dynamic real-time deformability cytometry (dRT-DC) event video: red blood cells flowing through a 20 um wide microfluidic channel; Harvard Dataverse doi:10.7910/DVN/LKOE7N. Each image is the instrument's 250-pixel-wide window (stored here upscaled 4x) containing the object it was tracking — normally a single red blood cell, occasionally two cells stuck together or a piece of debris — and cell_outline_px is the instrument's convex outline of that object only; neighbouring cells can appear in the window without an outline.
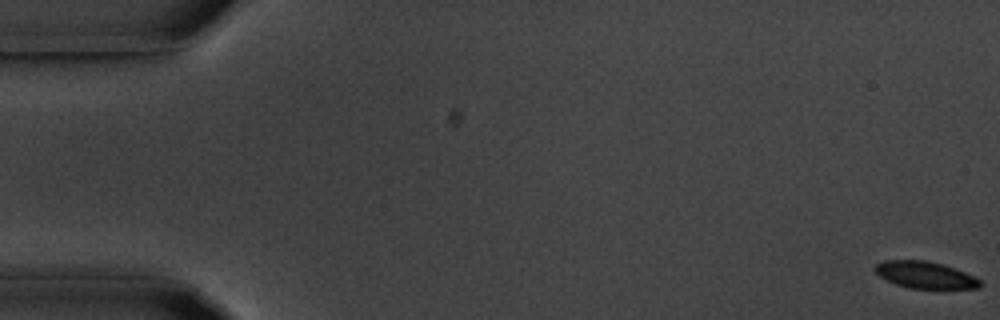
{"species": "common noctule bat (a hibernating species)", "species_latin": "Nyctalus noctula", "temperature_condition": "room temperature", "stored_images_in_passage": 55, "camera_frame_rate_fps": 3000, "um_per_image_px": 0.085, "animal": {"sex": "male", "body_mass_g": 20.1, "forearm_length_mm": 53.5}, "frame": {"image": 1, "passage_image": 1, "time_ms": 0.0, "image_size_px": [1000, 320], "cell_outline_px": [[980, 288], [908, 288], [896, 284], [880, 276], [872, 268], [876, 264], [884, 260], [924, 260], [940, 264], [964, 272], [980, 280]], "centroid_in_image_um": [78.58, 23.36], "position_along_channel_um": 6.4, "area_um2": 16.07}}
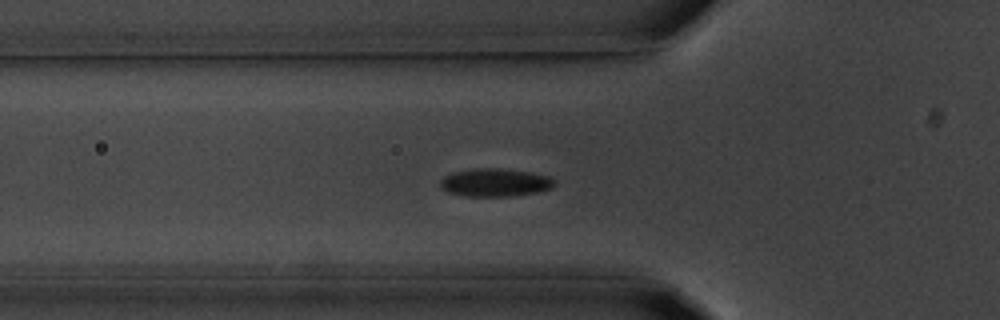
{"frame": {"image": 2, "passage_image": 19, "time_ms": 6.0, "image_size_px": [1000, 320], "cell_outline_px": [[556, 184], [552, 188], [540, 192], [512, 196], [464, 196], [448, 192], [440, 188], [440, 180], [444, 176], [452, 172], [476, 168], [500, 168], [528, 172], [552, 176], [556, 180]], "centroid_in_image_um": [42.11, 15.51], "position_along_channel_um": 83.7, "area_um2": 18.96}}
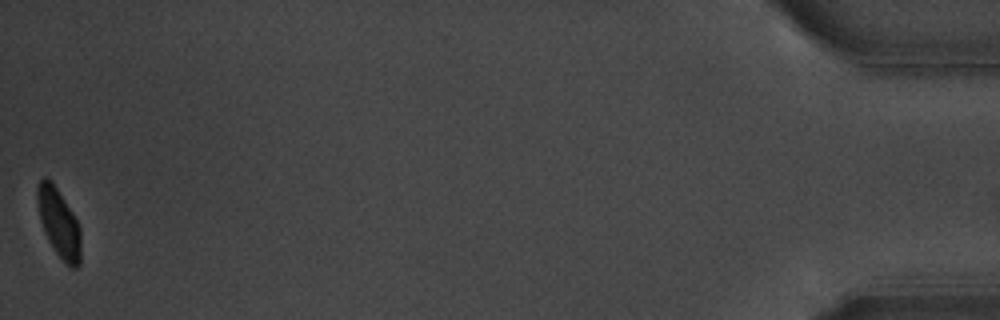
{"frame": {"image": 3, "passage_image": 55, "time_ms": 18.0, "image_size_px": [1000, 320], "cell_outline_px": [[80, 264], [76, 268], [72, 268], [52, 248], [44, 232], [40, 220], [36, 200], [36, 188], [40, 180], [44, 176], [56, 188], [72, 212], [80, 228]], "centroid_in_image_um": [4.98, 18.96], "position_along_channel_um": 430.2, "area_um2": 17.11}, "authors_computed_cell_mechanics": {"area_um2": 18.2648, "velocity_mm_per_s": 3.6906, "shape_relaxation_time_tau1_ms": 2.1881, "shape_relaxation_time_tau2_ms": null, "deformation_change_tau1": 0.0919, "deformation_change_tau2": null}}